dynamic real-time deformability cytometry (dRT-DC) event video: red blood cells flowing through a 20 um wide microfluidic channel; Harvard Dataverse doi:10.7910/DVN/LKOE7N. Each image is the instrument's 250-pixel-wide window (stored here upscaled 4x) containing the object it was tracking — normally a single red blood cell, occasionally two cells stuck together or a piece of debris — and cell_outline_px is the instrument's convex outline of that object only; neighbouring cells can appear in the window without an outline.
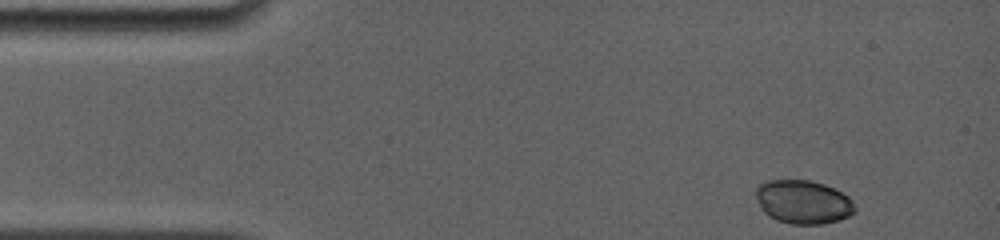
{"species": "common noctule bat (a hibernating species)", "species_latin": "Nyctalus noctula", "temperature_condition": "room temperature", "stored_images_in_passage": 38, "camera_frame_rate_fps": 4000, "um_per_image_px": 0.085, "animal": {"sex": "female", "body_mass_g": 19.0, "forearm_length_mm": 56.7}, "frame": {"image": 1, "passage_image": 1, "time_ms": 0.0, "image_size_px": [1000, 240], "cell_outline_px": [[856, 212], [840, 220], [820, 224], [792, 224], [776, 220], [768, 216], [760, 208], [756, 196], [756, 188], [760, 184], [768, 180], [808, 180], [824, 184], [848, 196], [852, 200], [856, 208]], "centroid_in_image_um": [68.27, 17.17], "position_along_channel_um": 16.7, "area_um2": 25.2}}
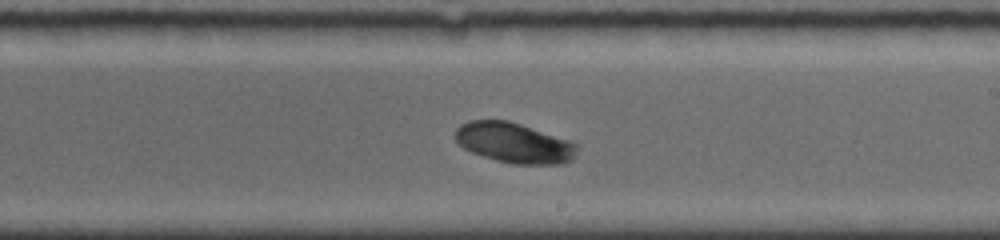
{"frame": {"image": 2, "passage_image": 21, "time_ms": 8.25, "image_size_px": [1000, 240], "cell_outline_px": [[576, 152], [564, 164], [516, 164], [496, 160], [472, 152], [464, 148], [456, 140], [456, 128], [460, 124], [468, 120], [508, 120], [568, 140], [576, 144]], "centroid_in_image_um": [43.65, 12.13], "position_along_channel_um": 245.3, "area_um2": 28.09}}
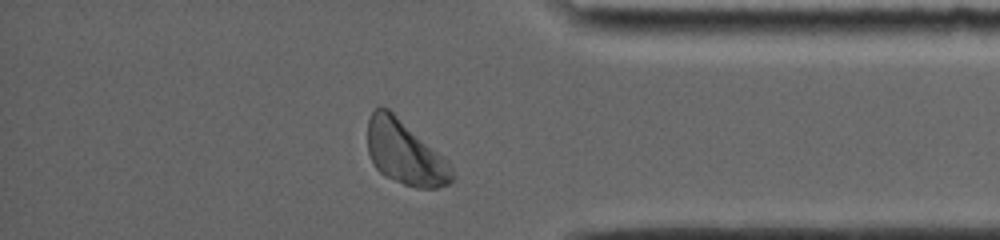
{"frame": {"image": 3, "passage_image": 36, "time_ms": 12.5, "image_size_px": [1000, 240], "cell_outline_px": [[456, 176], [448, 184], [436, 188], [416, 188], [404, 184], [384, 176], [376, 168], [368, 152], [368, 120], [372, 112], [380, 104], [388, 108], [444, 156], [452, 164]], "centroid_in_image_um": [34.45, 12.99], "position_along_channel_um": 400.7, "area_um2": 31.73}}